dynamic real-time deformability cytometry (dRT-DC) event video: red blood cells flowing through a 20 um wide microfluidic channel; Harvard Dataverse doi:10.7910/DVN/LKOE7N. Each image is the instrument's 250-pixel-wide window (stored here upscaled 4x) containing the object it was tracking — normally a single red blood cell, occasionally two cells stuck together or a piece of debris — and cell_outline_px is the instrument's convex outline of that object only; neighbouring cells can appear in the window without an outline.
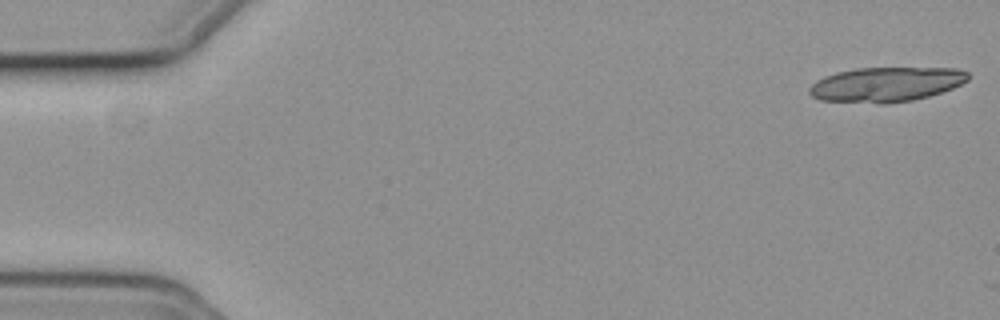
{"species": "common noctule bat (a hibernating species)", "species_latin": "Nyctalus noctula", "temperature_condition": "cold", "stored_images_in_passage": 3, "camera_frame_rate_fps": 3000, "um_per_image_px": 0.085, "animal": {"sex": "female", "body_mass_g": 19.3, "forearm_length_mm": 54.1}, "frame": {"image": 1, "passage_image": 1, "time_ms": 0.0, "image_size_px": [1000, 320], "cell_outline_px": [[968, 80], [952, 88], [928, 96], [912, 100], [888, 104], [880, 104], [820, 100], [812, 96], [808, 92], [808, 88], [816, 80], [824, 76], [836, 72], [856, 68], [956, 68], [968, 72]], "centroid_in_image_um": [75.28, 7.18], "position_along_channel_um": 9.7, "area_um2": 32.19}}